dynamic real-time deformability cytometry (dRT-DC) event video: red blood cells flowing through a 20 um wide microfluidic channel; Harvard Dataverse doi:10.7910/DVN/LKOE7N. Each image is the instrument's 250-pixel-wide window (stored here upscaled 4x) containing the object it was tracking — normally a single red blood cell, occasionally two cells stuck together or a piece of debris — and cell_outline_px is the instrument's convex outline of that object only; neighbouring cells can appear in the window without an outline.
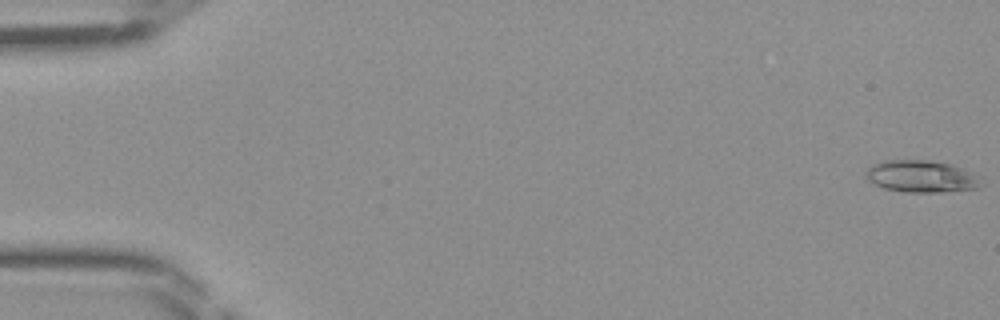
{"species": "Egyptian fruit bat (a non-hibernating species)", "species_latin": "Rousettus aegyptiacus", "temperature_condition": "room temperature", "stored_images_in_passage": 47, "camera_frame_rate_fps": 3000, "um_per_image_px": 0.085, "frame": {"image": 1, "passage_image": 1, "time_ms": 0.0, "image_size_px": [1000, 320], "cell_outline_px": [[984, 184], [976, 188], [940, 192], [904, 192], [884, 188], [868, 180], [864, 176], [864, 172], [872, 164], [884, 160], [928, 160], [952, 164], [984, 176]], "centroid_in_image_um": [78.37, 14.98], "position_along_channel_um": 6.6, "area_um2": 21.96}}
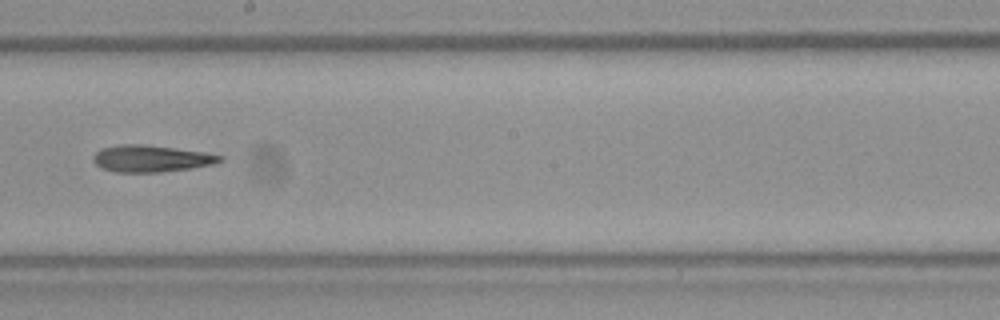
{"frame": {"image": 2, "passage_image": 27, "time_ms": 8.667, "image_size_px": [1000, 320], "cell_outline_px": [[224, 160], [216, 164], [192, 168], [160, 172], [116, 172], [100, 168], [92, 160], [92, 156], [100, 148], [120, 144], [144, 144], [204, 152], [224, 156]], "centroid_in_image_um": [12.84, 13.48], "position_along_channel_um": 235.4, "area_um2": 20.0}}
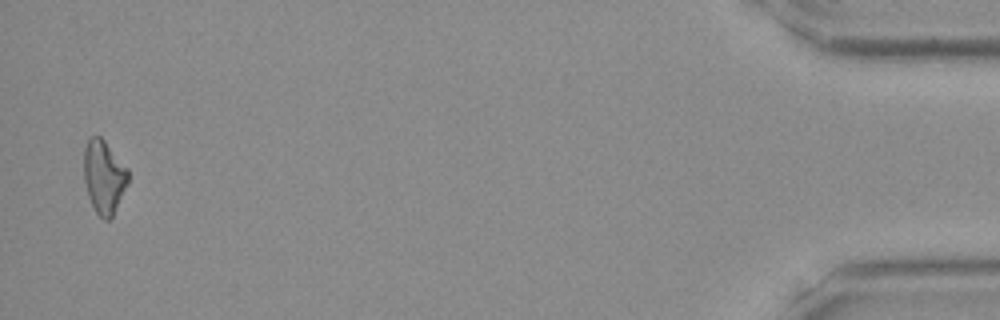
{"frame": {"image": 3, "passage_image": 46, "time_ms": 15.0, "image_size_px": [1000, 320], "cell_outline_px": [[128, 184], [112, 216], [108, 220], [104, 220], [96, 212], [88, 196], [84, 180], [84, 148], [88, 140], [92, 136], [100, 136], [104, 140], [128, 168]], "centroid_in_image_um": [8.83, 15.02], "position_along_channel_um": 426.4, "area_um2": 18.79}}